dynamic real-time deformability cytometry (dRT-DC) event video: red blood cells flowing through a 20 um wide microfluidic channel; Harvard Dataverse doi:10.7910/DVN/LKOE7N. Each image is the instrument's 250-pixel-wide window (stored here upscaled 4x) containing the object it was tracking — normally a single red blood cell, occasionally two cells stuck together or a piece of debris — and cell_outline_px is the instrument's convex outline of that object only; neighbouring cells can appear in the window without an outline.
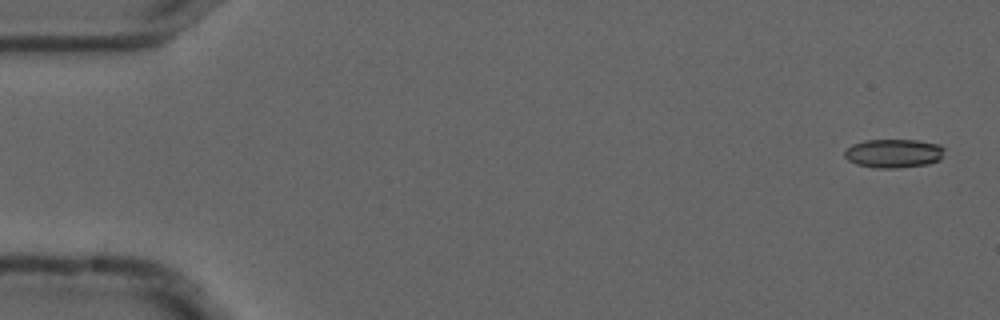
{"species": "common noctule bat (a hibernating species)", "species_latin": "Nyctalus noctula", "temperature_condition": "cold", "stored_images_in_passage": 5, "camera_frame_rate_fps": 3000, "um_per_image_px": 0.085, "animal": {"sex": "male", "forearm_length_mm": 52.5}, "frame": {"image": 1, "passage_image": 1, "time_ms": 0.0, "image_size_px": [1000, 320], "cell_outline_px": [[944, 148], [940, 160], [928, 164], [896, 168], [876, 168], [856, 164], [848, 160], [844, 156], [844, 152], [852, 144], [864, 140], [916, 140], [940, 144]], "centroid_in_image_um": [75.95, 13.03], "position_along_channel_um": 9.0, "area_um2": 16.76}}
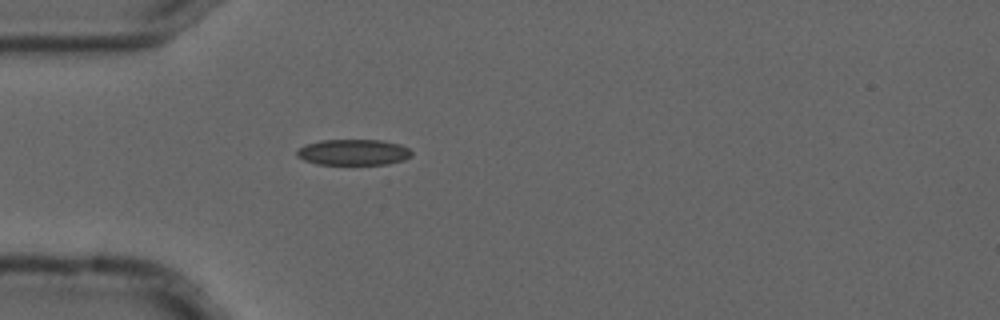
{"frame": {"image": 2, "passage_image": 5, "time_ms": 1.333, "image_size_px": [1000, 320], "cell_outline_px": [[412, 156], [404, 160], [388, 164], [316, 164], [304, 160], [296, 156], [296, 152], [304, 144], [320, 140], [380, 140], [400, 144], [408, 148], [412, 152]], "centroid_in_image_um": [30.03, 12.94], "position_along_channel_um": 55.0, "area_um2": 17.4}}